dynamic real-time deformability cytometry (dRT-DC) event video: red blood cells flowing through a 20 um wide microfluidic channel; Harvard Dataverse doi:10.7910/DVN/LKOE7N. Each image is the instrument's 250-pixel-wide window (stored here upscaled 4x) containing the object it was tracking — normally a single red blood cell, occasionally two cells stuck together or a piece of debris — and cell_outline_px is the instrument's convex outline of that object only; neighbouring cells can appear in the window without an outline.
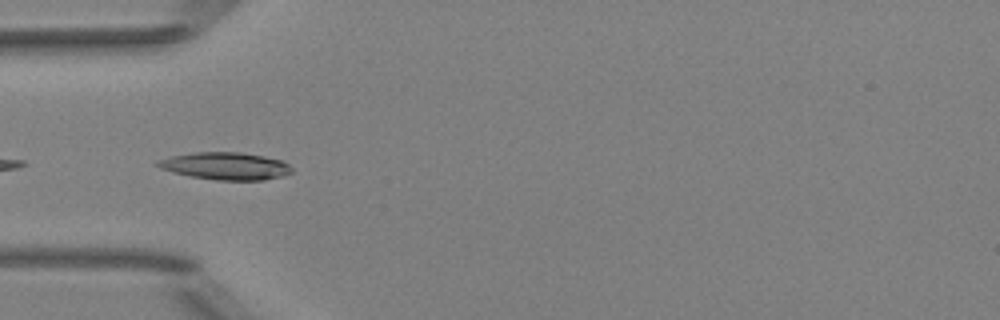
{"species": "Egyptian fruit bat (a non-hibernating species)", "species_latin": "Rousettus aegyptiacus", "temperature_condition": "room temperature", "stored_images_in_passage": 7, "camera_frame_rate_fps": 3000, "um_per_image_px": 0.085, "animal": {"sex": "female"}, "frame": {"image": 1, "passage_image": 2, "time_ms": 0.333, "image_size_px": [1000, 320], "cell_outline_px": [[292, 172], [280, 176], [264, 180], [216, 180], [192, 176], [172, 172], [160, 168], [156, 164], [156, 160], [172, 156], [196, 152], [240, 152], [264, 156], [280, 160], [288, 164], [292, 168]], "centroid_in_image_um": [19.16, 14.11], "position_along_channel_um": 65.8, "area_um2": 21.21}}